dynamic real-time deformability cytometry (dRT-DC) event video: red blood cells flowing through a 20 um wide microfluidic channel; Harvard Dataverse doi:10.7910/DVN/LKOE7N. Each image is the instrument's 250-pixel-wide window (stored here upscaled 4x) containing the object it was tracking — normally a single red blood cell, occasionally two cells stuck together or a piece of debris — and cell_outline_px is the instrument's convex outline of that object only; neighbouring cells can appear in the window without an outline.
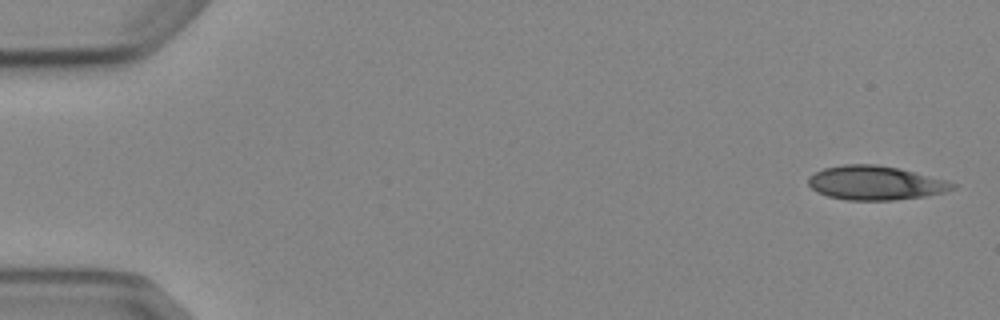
{"species": "Egyptian fruit bat (a non-hibernating species)", "species_latin": "Rousettus aegyptiacus", "temperature_condition": "cold", "stored_images_in_passage": 5, "camera_frame_rate_fps": 3000, "um_per_image_px": 0.085, "animal": {"sex": "female"}, "frame": {"image": 1, "passage_image": 1, "time_ms": 0.0, "image_size_px": [1000, 320], "cell_outline_px": [[956, 188], [944, 192], [924, 196], [892, 200], [848, 200], [828, 196], [816, 192], [808, 184], [808, 176], [824, 168], [844, 164], [876, 164], [900, 168], [948, 180], [956, 184]], "centroid_in_image_um": [74.42, 15.54], "position_along_channel_um": 10.6, "area_um2": 28.73}}
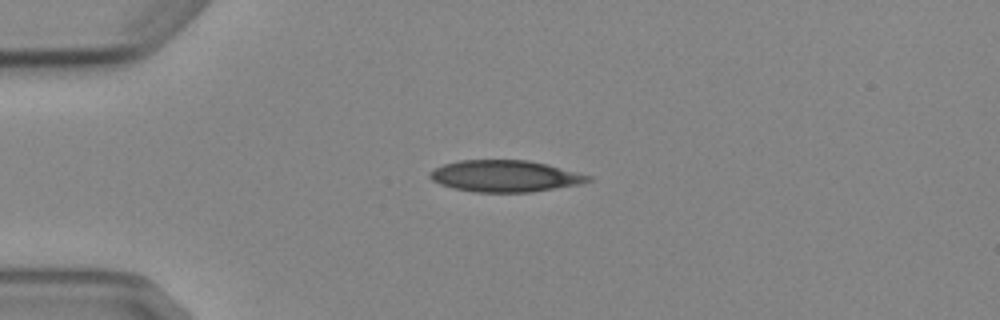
{"frame": {"image": 2, "passage_image": 4, "time_ms": 3.667, "image_size_px": [1000, 320], "cell_outline_px": [[592, 180], [580, 184], [532, 192], [476, 192], [452, 188], [440, 184], [432, 180], [428, 176], [428, 172], [444, 164], [460, 160], [528, 160], [548, 164], [592, 176]], "centroid_in_image_um": [42.93, 14.97], "position_along_channel_um": 42.1, "area_um2": 29.19}}